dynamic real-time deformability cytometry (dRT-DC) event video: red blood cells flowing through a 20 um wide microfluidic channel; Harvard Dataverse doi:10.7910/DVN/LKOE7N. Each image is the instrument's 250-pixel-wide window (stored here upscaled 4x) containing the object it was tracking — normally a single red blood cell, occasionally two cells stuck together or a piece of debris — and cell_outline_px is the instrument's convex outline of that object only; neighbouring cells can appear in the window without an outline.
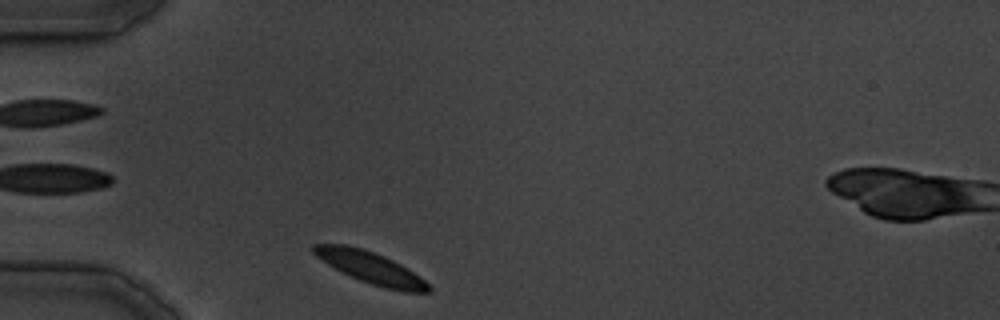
{"species": "common noctule bat (a hibernating species)", "species_latin": "Nyctalus noctula", "temperature_condition": "cold", "stored_images_in_passage": 2, "camera_frame_rate_fps": 3000, "um_per_image_px": 0.085, "animal": {"sex": "male", "body_mass_g": 19.5, "forearm_length_mm": 54.6}, "frame": {"image": 1, "passage_image": 2, "time_ms": 2.0, "image_size_px": [1000, 320], "cell_outline_px": [[432, 292], [404, 292], [384, 288], [360, 280], [328, 264], [316, 256], [312, 252], [312, 244], [344, 244], [360, 248], [384, 256], [408, 268], [420, 276], [432, 288]], "centroid_in_image_um": [31.54, 22.76], "position_along_channel_um": 53.5, "area_um2": 20.98}}